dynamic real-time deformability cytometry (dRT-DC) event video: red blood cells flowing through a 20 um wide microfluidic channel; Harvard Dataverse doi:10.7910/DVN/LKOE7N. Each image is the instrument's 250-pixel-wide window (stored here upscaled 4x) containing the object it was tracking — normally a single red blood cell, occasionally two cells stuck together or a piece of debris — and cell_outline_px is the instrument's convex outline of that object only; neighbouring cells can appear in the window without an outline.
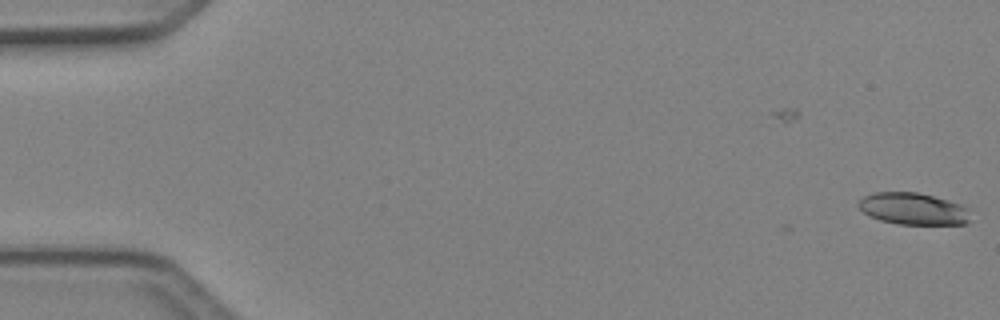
{"species": "Egyptian fruit bat (a non-hibernating species)", "species_latin": "Rousettus aegyptiacus", "temperature_condition": "cold", "stored_images_in_passage": 4, "camera_frame_rate_fps": 3000, "um_per_image_px": 0.085, "animal": {"sex": "female"}, "frame": {"image": 1, "passage_image": 1, "time_ms": 0.0, "image_size_px": [1000, 320], "cell_outline_px": [[968, 224], [896, 224], [880, 220], [868, 216], [856, 204], [864, 196], [876, 192], [916, 192], [948, 200], [960, 204], [968, 208]], "centroid_in_image_um": [77.59, 17.75], "position_along_channel_um": 7.4, "area_um2": 20.69}}